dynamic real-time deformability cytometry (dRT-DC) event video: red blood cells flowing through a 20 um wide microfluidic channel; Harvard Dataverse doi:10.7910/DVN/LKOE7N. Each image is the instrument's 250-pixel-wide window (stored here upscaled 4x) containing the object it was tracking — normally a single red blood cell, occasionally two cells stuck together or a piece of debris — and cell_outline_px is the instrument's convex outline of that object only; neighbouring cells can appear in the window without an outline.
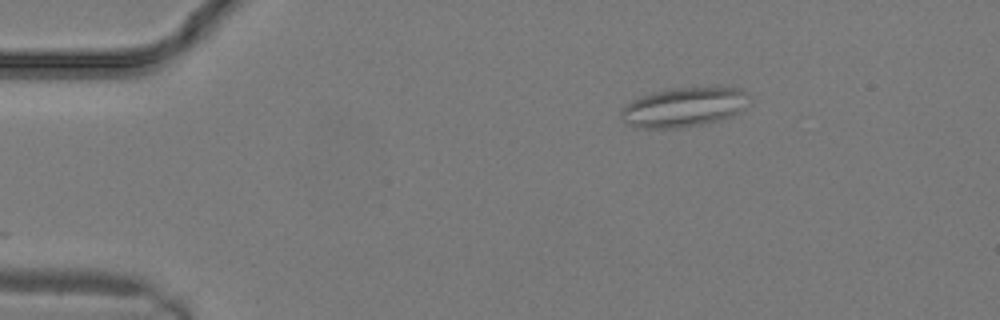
{"species": "common noctule bat (a hibernating species)", "species_latin": "Nyctalus noctula", "temperature_condition": "warm", "stored_images_in_passage": 11, "segment_of_instrument_passage": [1, 2], "camera_frame_rate_fps": 3000, "um_per_image_px": 0.085, "animal": {"sex": "male", "body_mass_g": 19.2, "forearm_length_mm": 51.8}, "frame": {"image": 1, "passage_image": 1, "time_ms": 0.0, "image_size_px": [1000, 320], "cell_outline_px": [[752, 96], [748, 104], [744, 108], [732, 116], [720, 120], [704, 124], [680, 128], [636, 128], [624, 120], [620, 116], [620, 112], [632, 100], [640, 96], [652, 92], [672, 88], [716, 84], [744, 88]], "centroid_in_image_um": [58.26, 9.05], "position_along_channel_um": 26.7, "area_um2": 30.63}}